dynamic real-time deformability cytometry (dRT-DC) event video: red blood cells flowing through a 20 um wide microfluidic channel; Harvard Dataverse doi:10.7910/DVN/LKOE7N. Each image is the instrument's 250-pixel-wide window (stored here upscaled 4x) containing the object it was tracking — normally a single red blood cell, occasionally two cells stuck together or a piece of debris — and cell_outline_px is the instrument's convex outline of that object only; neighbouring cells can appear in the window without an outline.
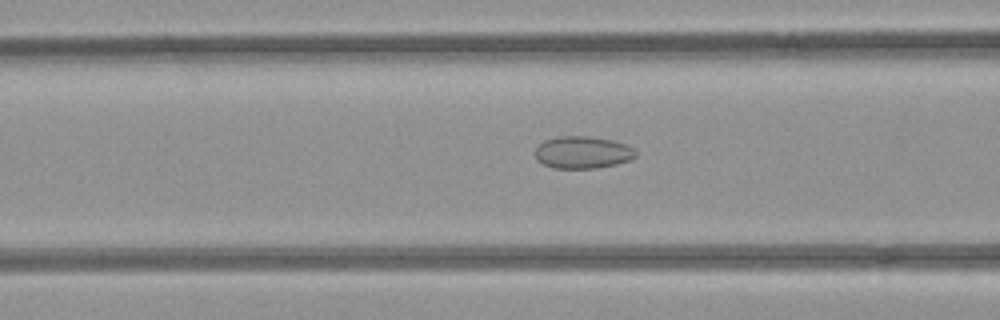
{"species": "common noctule bat (a hibernating species)", "species_latin": "Nyctalus noctula", "temperature_condition": "room temperature", "stored_images_in_passage": 34, "camera_frame_rate_fps": 3000, "um_per_image_px": 0.085, "animal": {"sex": "female", "body_mass_g": 21.9}, "frame": {"image": 1, "passage_image": 12, "time_ms": 3.667, "image_size_px": [1000, 320], "cell_outline_px": [[636, 156], [632, 160], [616, 164], [596, 168], [552, 168], [536, 160], [536, 148], [544, 140], [560, 136], [588, 136], [612, 140], [624, 144], [632, 148], [636, 152]], "centroid_in_image_um": [49.52, 12.96], "position_along_channel_um": 117.1, "area_um2": 18.84}}
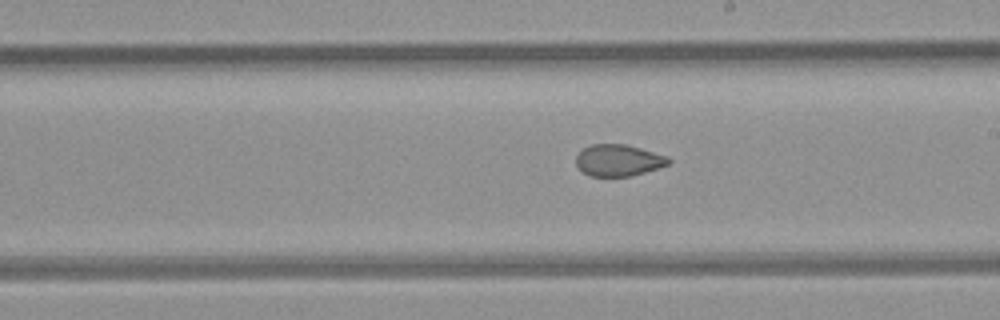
{"frame": {"image": 2, "passage_image": 21, "time_ms": 6.667, "image_size_px": [1000, 320], "cell_outline_px": [[672, 160], [668, 164], [632, 176], [588, 176], [576, 164], [576, 156], [584, 148], [592, 144], [624, 144], [640, 148], [668, 156]], "centroid_in_image_um": [52.57, 13.62], "position_along_channel_um": 236.4, "area_um2": 16.88}}
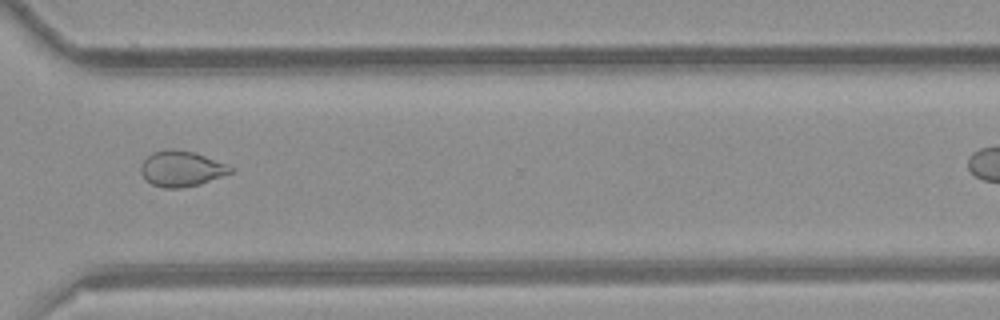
{"frame": {"image": 3, "passage_image": 30, "time_ms": 9.667, "image_size_px": [1000, 320], "cell_outline_px": [[236, 168], [232, 172], [200, 184], [180, 188], [164, 188], [152, 184], [140, 172], [140, 164], [152, 152], [168, 148], [172, 148], [192, 152], [228, 164]], "centroid_in_image_um": [15.42, 14.33], "position_along_channel_um": 355.2, "area_um2": 18.55}}